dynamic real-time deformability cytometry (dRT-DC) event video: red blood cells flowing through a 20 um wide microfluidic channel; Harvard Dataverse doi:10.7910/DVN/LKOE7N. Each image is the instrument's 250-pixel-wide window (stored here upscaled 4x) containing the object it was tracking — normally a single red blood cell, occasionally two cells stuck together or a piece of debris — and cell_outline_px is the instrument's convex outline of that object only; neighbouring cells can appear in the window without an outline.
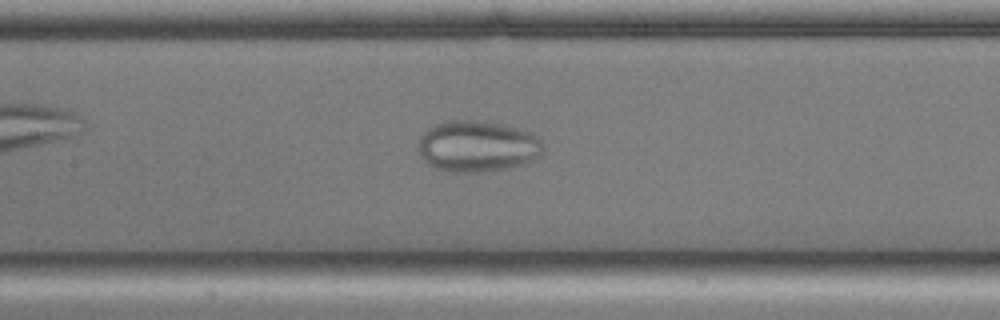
{"species": "common noctule bat (a hibernating species)", "species_latin": "Nyctalus noctula", "temperature_condition": "cold", "stored_images_in_passage": 53, "camera_frame_rate_fps": 3000, "um_per_image_px": 0.085, "animal": {"sex": "male", "body_mass_g": 17.9, "forearm_length_mm": 54.2}, "frame": {"image": 1, "passage_image": 23, "time_ms": 7.333, "image_size_px": [1000, 320], "cell_outline_px": [[544, 148], [540, 156], [524, 164], [512, 168], [484, 172], [452, 172], [436, 168], [428, 164], [420, 152], [416, 144], [420, 136], [428, 128], [436, 124], [448, 120], [476, 120], [500, 124], [532, 132], [540, 136], [544, 144]], "centroid_in_image_um": [40.61, 12.44], "position_along_channel_um": 166.8, "area_um2": 37.74}}
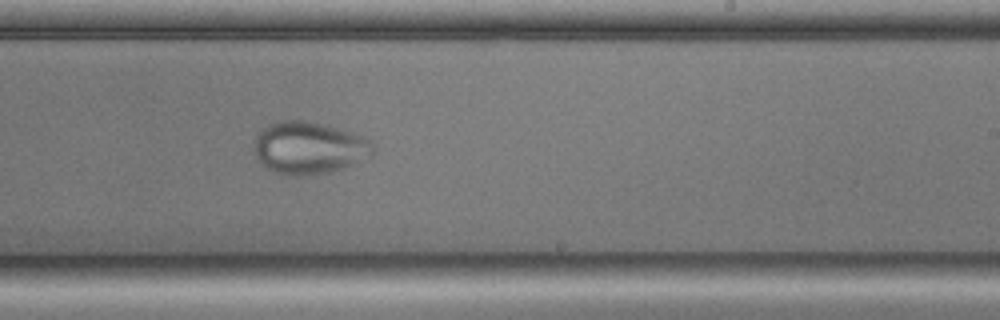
{"frame": {"image": 2, "passage_image": 31, "time_ms": 10.0, "image_size_px": [1000, 320], "cell_outline_px": [[376, 152], [372, 156], [344, 168], [332, 172], [300, 176], [280, 176], [264, 168], [260, 164], [252, 152], [252, 148], [256, 136], [260, 128], [268, 124], [280, 120], [304, 120], [352, 132], [364, 136], [372, 140]], "centroid_in_image_um": [26.22, 12.59], "position_along_channel_um": 262.8, "area_um2": 37.34}}